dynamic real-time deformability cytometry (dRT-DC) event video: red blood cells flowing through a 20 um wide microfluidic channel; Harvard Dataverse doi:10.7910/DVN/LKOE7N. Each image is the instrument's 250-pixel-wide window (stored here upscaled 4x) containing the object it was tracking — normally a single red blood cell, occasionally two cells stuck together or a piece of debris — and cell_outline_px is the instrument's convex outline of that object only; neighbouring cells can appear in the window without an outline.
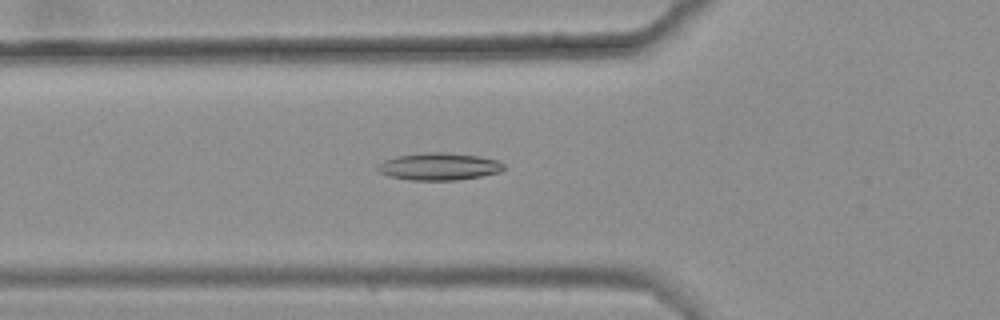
{"species": "common noctule bat (a hibernating species)", "species_latin": "Nyctalus noctula", "temperature_condition": "warm", "stored_images_in_passage": 33, "camera_frame_rate_fps": 3000, "um_per_image_px": 0.085, "animal": {"sex": "female", "body_mass_g": 25.1}, "frame": {"image": 1, "passage_image": 4, "time_ms": 1.0, "image_size_px": [1000, 320], "cell_outline_px": [[504, 168], [500, 172], [480, 176], [456, 180], [408, 180], [388, 176], [380, 172], [376, 168], [384, 160], [396, 156], [424, 152], [440, 152], [480, 156], [496, 160], [504, 164]], "centroid_in_image_um": [37.3, 14.15], "position_along_channel_um": 88.5, "area_um2": 20.0}}
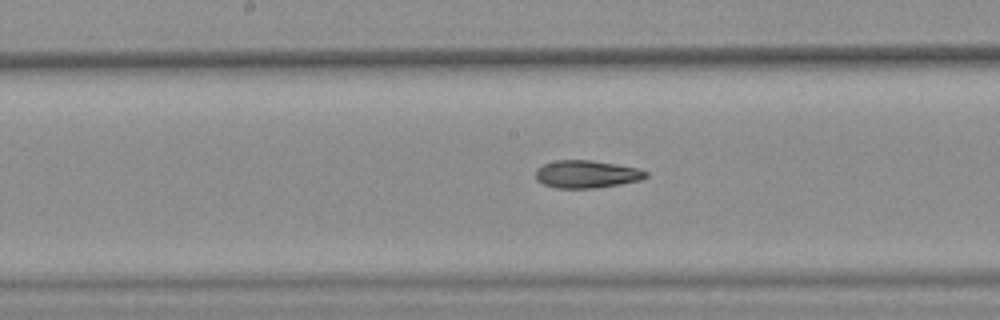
{"frame": {"image": 2, "passage_image": 13, "time_ms": 4.0, "image_size_px": [1000, 320], "cell_outline_px": [[648, 176], [640, 180], [620, 184], [596, 188], [556, 188], [544, 184], [536, 180], [536, 168], [544, 164], [556, 160], [592, 160], [616, 164], [636, 168], [648, 172]], "centroid_in_image_um": [49.85, 14.8], "position_along_channel_um": 198.4, "area_um2": 17.74}}
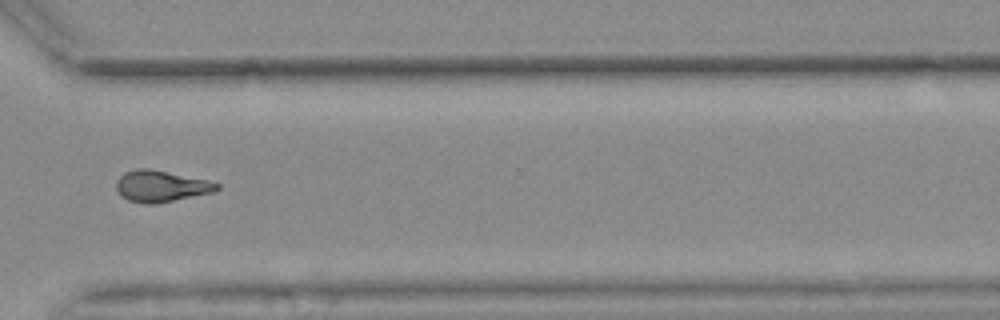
{"frame": {"image": 3, "passage_image": 26, "time_ms": 8.333, "image_size_px": [1000, 320], "cell_outline_px": [[220, 188], [212, 192], [156, 204], [144, 204], [128, 200], [116, 188], [116, 180], [124, 172], [136, 168], [148, 168], [208, 180], [220, 184]], "centroid_in_image_um": [13.67, 15.82], "position_along_channel_um": 356.9, "area_um2": 18.26}, "authors_computed_cell_mechanics": {"area_um2": 17.8602, "velocity_mm_per_s": 3.6492, "shape_relaxation_time_tau1_ms": null, "shape_relaxation_time_tau2_ms": 6.0785, "deformation_change_tau1": null, "deformation_change_tau2": 0.1643}}